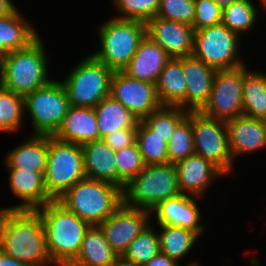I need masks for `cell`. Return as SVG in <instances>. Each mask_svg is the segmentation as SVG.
<instances>
[{
    "label": "cell",
    "instance_id": "83f0119b",
    "mask_svg": "<svg viewBox=\"0 0 266 266\" xmlns=\"http://www.w3.org/2000/svg\"><path fill=\"white\" fill-rule=\"evenodd\" d=\"M100 139L121 129L137 128L138 119L120 102L110 95L95 107Z\"/></svg>",
    "mask_w": 266,
    "mask_h": 266
},
{
    "label": "cell",
    "instance_id": "b9f144b4",
    "mask_svg": "<svg viewBox=\"0 0 266 266\" xmlns=\"http://www.w3.org/2000/svg\"><path fill=\"white\" fill-rule=\"evenodd\" d=\"M143 266H180V263L159 251Z\"/></svg>",
    "mask_w": 266,
    "mask_h": 266
},
{
    "label": "cell",
    "instance_id": "d6986e66",
    "mask_svg": "<svg viewBox=\"0 0 266 266\" xmlns=\"http://www.w3.org/2000/svg\"><path fill=\"white\" fill-rule=\"evenodd\" d=\"M231 157L252 153L266 148V124L264 120L238 116L226 122Z\"/></svg>",
    "mask_w": 266,
    "mask_h": 266
},
{
    "label": "cell",
    "instance_id": "8992f818",
    "mask_svg": "<svg viewBox=\"0 0 266 266\" xmlns=\"http://www.w3.org/2000/svg\"><path fill=\"white\" fill-rule=\"evenodd\" d=\"M102 24L100 50L91 55L113 71H122L146 36V23L113 17Z\"/></svg>",
    "mask_w": 266,
    "mask_h": 266
},
{
    "label": "cell",
    "instance_id": "7bdbcfd3",
    "mask_svg": "<svg viewBox=\"0 0 266 266\" xmlns=\"http://www.w3.org/2000/svg\"><path fill=\"white\" fill-rule=\"evenodd\" d=\"M0 266H32L7 255L0 249Z\"/></svg>",
    "mask_w": 266,
    "mask_h": 266
},
{
    "label": "cell",
    "instance_id": "60d3db41",
    "mask_svg": "<svg viewBox=\"0 0 266 266\" xmlns=\"http://www.w3.org/2000/svg\"><path fill=\"white\" fill-rule=\"evenodd\" d=\"M137 128L116 130L106 135L103 141L114 151L121 150L136 143Z\"/></svg>",
    "mask_w": 266,
    "mask_h": 266
},
{
    "label": "cell",
    "instance_id": "7a4b0ae2",
    "mask_svg": "<svg viewBox=\"0 0 266 266\" xmlns=\"http://www.w3.org/2000/svg\"><path fill=\"white\" fill-rule=\"evenodd\" d=\"M44 224L48 255L55 266H69L77 257L90 225L52 200L36 210Z\"/></svg>",
    "mask_w": 266,
    "mask_h": 266
},
{
    "label": "cell",
    "instance_id": "f907efd6",
    "mask_svg": "<svg viewBox=\"0 0 266 266\" xmlns=\"http://www.w3.org/2000/svg\"><path fill=\"white\" fill-rule=\"evenodd\" d=\"M260 2L262 3L261 5H263L264 11L266 9V0H260Z\"/></svg>",
    "mask_w": 266,
    "mask_h": 266
},
{
    "label": "cell",
    "instance_id": "ac0fdd59",
    "mask_svg": "<svg viewBox=\"0 0 266 266\" xmlns=\"http://www.w3.org/2000/svg\"><path fill=\"white\" fill-rule=\"evenodd\" d=\"M174 166L180 192L199 198L204 196V192L208 190L215 179L226 176L211 161L195 153L175 163Z\"/></svg>",
    "mask_w": 266,
    "mask_h": 266
},
{
    "label": "cell",
    "instance_id": "9c48e42d",
    "mask_svg": "<svg viewBox=\"0 0 266 266\" xmlns=\"http://www.w3.org/2000/svg\"><path fill=\"white\" fill-rule=\"evenodd\" d=\"M240 36L223 23L195 31L192 56L216 70L244 65L240 59Z\"/></svg>",
    "mask_w": 266,
    "mask_h": 266
},
{
    "label": "cell",
    "instance_id": "cb8c5ba5",
    "mask_svg": "<svg viewBox=\"0 0 266 266\" xmlns=\"http://www.w3.org/2000/svg\"><path fill=\"white\" fill-rule=\"evenodd\" d=\"M48 157V135H30L26 141L8 151L4 164L7 168L45 171Z\"/></svg>",
    "mask_w": 266,
    "mask_h": 266
},
{
    "label": "cell",
    "instance_id": "4316f807",
    "mask_svg": "<svg viewBox=\"0 0 266 266\" xmlns=\"http://www.w3.org/2000/svg\"><path fill=\"white\" fill-rule=\"evenodd\" d=\"M118 256L99 226H90L76 259L69 266H112Z\"/></svg>",
    "mask_w": 266,
    "mask_h": 266
},
{
    "label": "cell",
    "instance_id": "30bf717a",
    "mask_svg": "<svg viewBox=\"0 0 266 266\" xmlns=\"http://www.w3.org/2000/svg\"><path fill=\"white\" fill-rule=\"evenodd\" d=\"M69 101L62 81L51 80L24 97L25 112L32 119L34 135L52 136L67 113Z\"/></svg>",
    "mask_w": 266,
    "mask_h": 266
},
{
    "label": "cell",
    "instance_id": "8d00e7d4",
    "mask_svg": "<svg viewBox=\"0 0 266 266\" xmlns=\"http://www.w3.org/2000/svg\"><path fill=\"white\" fill-rule=\"evenodd\" d=\"M117 187L124 186L145 167L137 143L116 151Z\"/></svg>",
    "mask_w": 266,
    "mask_h": 266
},
{
    "label": "cell",
    "instance_id": "4fadbf2b",
    "mask_svg": "<svg viewBox=\"0 0 266 266\" xmlns=\"http://www.w3.org/2000/svg\"><path fill=\"white\" fill-rule=\"evenodd\" d=\"M109 95L138 120H143L162 106L154 83L133 79L122 71L113 72Z\"/></svg>",
    "mask_w": 266,
    "mask_h": 266
},
{
    "label": "cell",
    "instance_id": "bcb514c9",
    "mask_svg": "<svg viewBox=\"0 0 266 266\" xmlns=\"http://www.w3.org/2000/svg\"><path fill=\"white\" fill-rule=\"evenodd\" d=\"M222 8L238 0H214Z\"/></svg>",
    "mask_w": 266,
    "mask_h": 266
},
{
    "label": "cell",
    "instance_id": "f6af8a7d",
    "mask_svg": "<svg viewBox=\"0 0 266 266\" xmlns=\"http://www.w3.org/2000/svg\"><path fill=\"white\" fill-rule=\"evenodd\" d=\"M112 266H143L134 261L125 259L123 256H118L115 263Z\"/></svg>",
    "mask_w": 266,
    "mask_h": 266
},
{
    "label": "cell",
    "instance_id": "5b68a950",
    "mask_svg": "<svg viewBox=\"0 0 266 266\" xmlns=\"http://www.w3.org/2000/svg\"><path fill=\"white\" fill-rule=\"evenodd\" d=\"M181 194L174 164L145 165L123 188V204L150 211L160 202Z\"/></svg>",
    "mask_w": 266,
    "mask_h": 266
},
{
    "label": "cell",
    "instance_id": "e0dca14e",
    "mask_svg": "<svg viewBox=\"0 0 266 266\" xmlns=\"http://www.w3.org/2000/svg\"><path fill=\"white\" fill-rule=\"evenodd\" d=\"M7 169L11 192L21 202L2 210H37L53 200L46 191L45 171Z\"/></svg>",
    "mask_w": 266,
    "mask_h": 266
},
{
    "label": "cell",
    "instance_id": "d590c367",
    "mask_svg": "<svg viewBox=\"0 0 266 266\" xmlns=\"http://www.w3.org/2000/svg\"><path fill=\"white\" fill-rule=\"evenodd\" d=\"M24 97L0 86V120L12 132L24 125Z\"/></svg>",
    "mask_w": 266,
    "mask_h": 266
},
{
    "label": "cell",
    "instance_id": "5bb4252c",
    "mask_svg": "<svg viewBox=\"0 0 266 266\" xmlns=\"http://www.w3.org/2000/svg\"><path fill=\"white\" fill-rule=\"evenodd\" d=\"M150 211L122 204L98 226L111 248L122 256L129 244L150 224Z\"/></svg>",
    "mask_w": 266,
    "mask_h": 266
},
{
    "label": "cell",
    "instance_id": "c3c4849f",
    "mask_svg": "<svg viewBox=\"0 0 266 266\" xmlns=\"http://www.w3.org/2000/svg\"><path fill=\"white\" fill-rule=\"evenodd\" d=\"M2 60H3V54L0 52V71L2 68Z\"/></svg>",
    "mask_w": 266,
    "mask_h": 266
},
{
    "label": "cell",
    "instance_id": "3957f363",
    "mask_svg": "<svg viewBox=\"0 0 266 266\" xmlns=\"http://www.w3.org/2000/svg\"><path fill=\"white\" fill-rule=\"evenodd\" d=\"M38 36L26 48L3 54L0 86L25 97L47 85L48 73L45 45Z\"/></svg>",
    "mask_w": 266,
    "mask_h": 266
},
{
    "label": "cell",
    "instance_id": "4dcf8cb0",
    "mask_svg": "<svg viewBox=\"0 0 266 266\" xmlns=\"http://www.w3.org/2000/svg\"><path fill=\"white\" fill-rule=\"evenodd\" d=\"M259 9L252 0H238L223 7L222 23L231 31L241 36L251 31L259 16Z\"/></svg>",
    "mask_w": 266,
    "mask_h": 266
},
{
    "label": "cell",
    "instance_id": "484cf974",
    "mask_svg": "<svg viewBox=\"0 0 266 266\" xmlns=\"http://www.w3.org/2000/svg\"><path fill=\"white\" fill-rule=\"evenodd\" d=\"M18 8L0 17V52L6 54L26 48L39 34Z\"/></svg>",
    "mask_w": 266,
    "mask_h": 266
},
{
    "label": "cell",
    "instance_id": "ee69618b",
    "mask_svg": "<svg viewBox=\"0 0 266 266\" xmlns=\"http://www.w3.org/2000/svg\"><path fill=\"white\" fill-rule=\"evenodd\" d=\"M17 7L12 0H0V17L12 14Z\"/></svg>",
    "mask_w": 266,
    "mask_h": 266
},
{
    "label": "cell",
    "instance_id": "d6a6232c",
    "mask_svg": "<svg viewBox=\"0 0 266 266\" xmlns=\"http://www.w3.org/2000/svg\"><path fill=\"white\" fill-rule=\"evenodd\" d=\"M189 111L179 106H161L142 121L162 137L169 141L177 125L188 115Z\"/></svg>",
    "mask_w": 266,
    "mask_h": 266
},
{
    "label": "cell",
    "instance_id": "f35d334b",
    "mask_svg": "<svg viewBox=\"0 0 266 266\" xmlns=\"http://www.w3.org/2000/svg\"><path fill=\"white\" fill-rule=\"evenodd\" d=\"M156 16L192 26L195 17L194 0H160Z\"/></svg>",
    "mask_w": 266,
    "mask_h": 266
},
{
    "label": "cell",
    "instance_id": "1f68e13d",
    "mask_svg": "<svg viewBox=\"0 0 266 266\" xmlns=\"http://www.w3.org/2000/svg\"><path fill=\"white\" fill-rule=\"evenodd\" d=\"M136 143L145 165L169 163L167 141L155 134L142 120L138 121Z\"/></svg>",
    "mask_w": 266,
    "mask_h": 266
},
{
    "label": "cell",
    "instance_id": "e575fe53",
    "mask_svg": "<svg viewBox=\"0 0 266 266\" xmlns=\"http://www.w3.org/2000/svg\"><path fill=\"white\" fill-rule=\"evenodd\" d=\"M150 223L128 246L122 255L125 259L145 265L160 251L159 234Z\"/></svg>",
    "mask_w": 266,
    "mask_h": 266
},
{
    "label": "cell",
    "instance_id": "44dd1931",
    "mask_svg": "<svg viewBox=\"0 0 266 266\" xmlns=\"http://www.w3.org/2000/svg\"><path fill=\"white\" fill-rule=\"evenodd\" d=\"M170 59L167 52L146 35L122 72L133 79L156 84Z\"/></svg>",
    "mask_w": 266,
    "mask_h": 266
},
{
    "label": "cell",
    "instance_id": "277c9868",
    "mask_svg": "<svg viewBox=\"0 0 266 266\" xmlns=\"http://www.w3.org/2000/svg\"><path fill=\"white\" fill-rule=\"evenodd\" d=\"M57 201L90 226H98L123 204V196L119 187L85 177Z\"/></svg>",
    "mask_w": 266,
    "mask_h": 266
},
{
    "label": "cell",
    "instance_id": "f546056e",
    "mask_svg": "<svg viewBox=\"0 0 266 266\" xmlns=\"http://www.w3.org/2000/svg\"><path fill=\"white\" fill-rule=\"evenodd\" d=\"M160 252L176 260L183 259L198 241L199 236L191 230L179 226L158 225Z\"/></svg>",
    "mask_w": 266,
    "mask_h": 266
},
{
    "label": "cell",
    "instance_id": "74e56055",
    "mask_svg": "<svg viewBox=\"0 0 266 266\" xmlns=\"http://www.w3.org/2000/svg\"><path fill=\"white\" fill-rule=\"evenodd\" d=\"M160 0H112L120 19L137 20L147 23L157 15Z\"/></svg>",
    "mask_w": 266,
    "mask_h": 266
},
{
    "label": "cell",
    "instance_id": "ab89813d",
    "mask_svg": "<svg viewBox=\"0 0 266 266\" xmlns=\"http://www.w3.org/2000/svg\"><path fill=\"white\" fill-rule=\"evenodd\" d=\"M195 17L193 22L194 31L222 23L223 8L214 0H194Z\"/></svg>",
    "mask_w": 266,
    "mask_h": 266
},
{
    "label": "cell",
    "instance_id": "6da1fadb",
    "mask_svg": "<svg viewBox=\"0 0 266 266\" xmlns=\"http://www.w3.org/2000/svg\"><path fill=\"white\" fill-rule=\"evenodd\" d=\"M1 250L32 266H55L47 252L44 224L36 210L0 209Z\"/></svg>",
    "mask_w": 266,
    "mask_h": 266
},
{
    "label": "cell",
    "instance_id": "9a60e30c",
    "mask_svg": "<svg viewBox=\"0 0 266 266\" xmlns=\"http://www.w3.org/2000/svg\"><path fill=\"white\" fill-rule=\"evenodd\" d=\"M195 31L192 26L155 16L146 23V35L171 58L191 56Z\"/></svg>",
    "mask_w": 266,
    "mask_h": 266
},
{
    "label": "cell",
    "instance_id": "52a82bcc",
    "mask_svg": "<svg viewBox=\"0 0 266 266\" xmlns=\"http://www.w3.org/2000/svg\"><path fill=\"white\" fill-rule=\"evenodd\" d=\"M77 63L62 82L69 105L94 108L109 96L114 71L92 55Z\"/></svg>",
    "mask_w": 266,
    "mask_h": 266
},
{
    "label": "cell",
    "instance_id": "ba28073f",
    "mask_svg": "<svg viewBox=\"0 0 266 266\" xmlns=\"http://www.w3.org/2000/svg\"><path fill=\"white\" fill-rule=\"evenodd\" d=\"M85 177L82 146L48 135V157L44 172L48 195L57 200Z\"/></svg>",
    "mask_w": 266,
    "mask_h": 266
},
{
    "label": "cell",
    "instance_id": "8fae6325",
    "mask_svg": "<svg viewBox=\"0 0 266 266\" xmlns=\"http://www.w3.org/2000/svg\"><path fill=\"white\" fill-rule=\"evenodd\" d=\"M192 133L195 154L211 161L225 175L235 172L226 122L206 116L201 111H192Z\"/></svg>",
    "mask_w": 266,
    "mask_h": 266
},
{
    "label": "cell",
    "instance_id": "7402d4cb",
    "mask_svg": "<svg viewBox=\"0 0 266 266\" xmlns=\"http://www.w3.org/2000/svg\"><path fill=\"white\" fill-rule=\"evenodd\" d=\"M52 136L65 142L80 145L99 140L95 109L69 106L59 128Z\"/></svg>",
    "mask_w": 266,
    "mask_h": 266
},
{
    "label": "cell",
    "instance_id": "2e32d148",
    "mask_svg": "<svg viewBox=\"0 0 266 266\" xmlns=\"http://www.w3.org/2000/svg\"><path fill=\"white\" fill-rule=\"evenodd\" d=\"M194 198L199 199L197 196L181 193L160 202L150 212L151 216L156 217V226H179L195 232L199 237L203 235L205 226L200 224L202 214L198 207L199 203L197 204Z\"/></svg>",
    "mask_w": 266,
    "mask_h": 266
},
{
    "label": "cell",
    "instance_id": "7dc6e473",
    "mask_svg": "<svg viewBox=\"0 0 266 266\" xmlns=\"http://www.w3.org/2000/svg\"><path fill=\"white\" fill-rule=\"evenodd\" d=\"M0 132L2 133H12L4 124L3 122L0 120Z\"/></svg>",
    "mask_w": 266,
    "mask_h": 266
},
{
    "label": "cell",
    "instance_id": "7c38bea8",
    "mask_svg": "<svg viewBox=\"0 0 266 266\" xmlns=\"http://www.w3.org/2000/svg\"><path fill=\"white\" fill-rule=\"evenodd\" d=\"M246 64L232 69L216 70L209 101L201 112L224 122L243 115L242 86L250 71Z\"/></svg>",
    "mask_w": 266,
    "mask_h": 266
},
{
    "label": "cell",
    "instance_id": "603a6c76",
    "mask_svg": "<svg viewBox=\"0 0 266 266\" xmlns=\"http://www.w3.org/2000/svg\"><path fill=\"white\" fill-rule=\"evenodd\" d=\"M81 146L86 178L117 186L116 151L103 139L90 141Z\"/></svg>",
    "mask_w": 266,
    "mask_h": 266
},
{
    "label": "cell",
    "instance_id": "836d02e7",
    "mask_svg": "<svg viewBox=\"0 0 266 266\" xmlns=\"http://www.w3.org/2000/svg\"><path fill=\"white\" fill-rule=\"evenodd\" d=\"M169 163L175 164L194 154L192 111L177 125L167 142Z\"/></svg>",
    "mask_w": 266,
    "mask_h": 266
},
{
    "label": "cell",
    "instance_id": "ffe728a7",
    "mask_svg": "<svg viewBox=\"0 0 266 266\" xmlns=\"http://www.w3.org/2000/svg\"><path fill=\"white\" fill-rule=\"evenodd\" d=\"M216 69L194 56L183 57L186 79V110L201 111L209 101Z\"/></svg>",
    "mask_w": 266,
    "mask_h": 266
},
{
    "label": "cell",
    "instance_id": "d4e9b609",
    "mask_svg": "<svg viewBox=\"0 0 266 266\" xmlns=\"http://www.w3.org/2000/svg\"><path fill=\"white\" fill-rule=\"evenodd\" d=\"M162 106H179L186 110V79L183 74V57L171 58L156 82Z\"/></svg>",
    "mask_w": 266,
    "mask_h": 266
},
{
    "label": "cell",
    "instance_id": "681fc988",
    "mask_svg": "<svg viewBox=\"0 0 266 266\" xmlns=\"http://www.w3.org/2000/svg\"><path fill=\"white\" fill-rule=\"evenodd\" d=\"M185 266H200V265H199V263H197V262L195 263V261H194V262H192L188 265H185Z\"/></svg>",
    "mask_w": 266,
    "mask_h": 266
},
{
    "label": "cell",
    "instance_id": "f1b7e54d",
    "mask_svg": "<svg viewBox=\"0 0 266 266\" xmlns=\"http://www.w3.org/2000/svg\"><path fill=\"white\" fill-rule=\"evenodd\" d=\"M243 115L264 120L266 118V73L250 70L242 86Z\"/></svg>",
    "mask_w": 266,
    "mask_h": 266
}]
</instances>
